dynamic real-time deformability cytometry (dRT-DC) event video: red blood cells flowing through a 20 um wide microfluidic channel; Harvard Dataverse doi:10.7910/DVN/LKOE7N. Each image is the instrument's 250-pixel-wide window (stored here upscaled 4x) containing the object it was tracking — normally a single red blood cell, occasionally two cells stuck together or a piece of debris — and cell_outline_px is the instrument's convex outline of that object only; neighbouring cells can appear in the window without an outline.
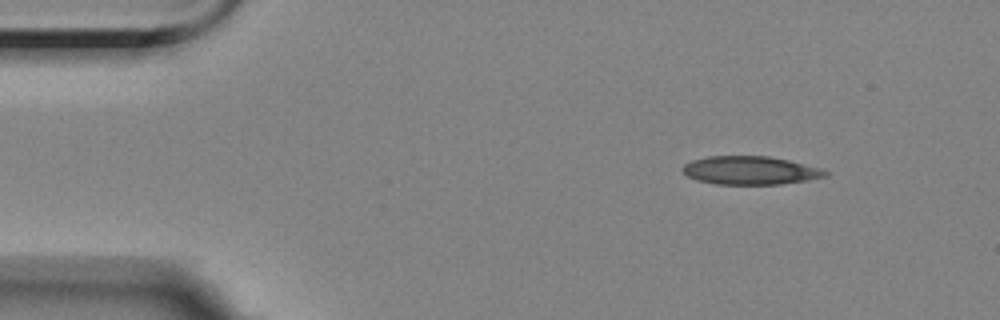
{"species": "Egyptian fruit bat (a non-hibernating species)", "species_latin": "Rousettus aegyptiacus", "temperature_condition": "room temperature", "stored_images_in_passage": 9, "camera_frame_rate_fps": 3000, "um_per_image_px": 0.085, "animal": {"sex": "female"}, "frame": {"image": 1, "passage_image": 1, "time_ms": 0.0, "image_size_px": [1000, 320], "cell_outline_px": [[828, 176], [808, 180], [780, 184], [716, 184], [696, 180], [688, 176], [680, 168], [684, 164], [692, 160], [708, 156], [768, 156], [788, 160], [820, 168], [828, 172]], "centroid_in_image_um": [63.75, 14.48], "position_along_channel_um": 21.3, "area_um2": 23.52}}
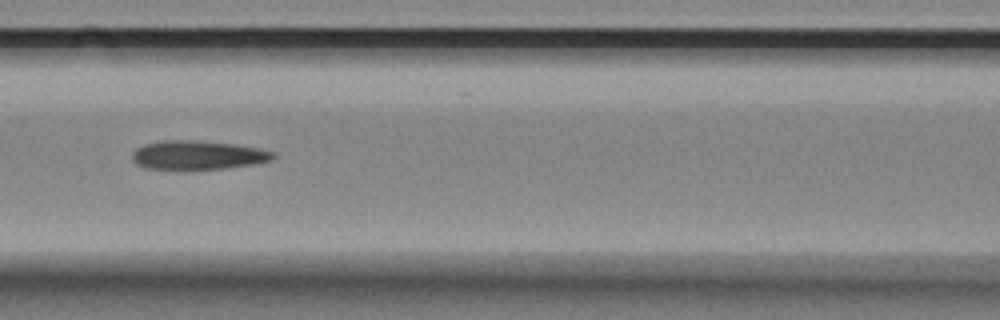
{"frame": {"image": 2, "passage_image": 6, "time_ms": 5.667, "image_size_px": [1000, 320], "cell_outline_px": [[276, 156], [272, 160], [252, 164], [224, 168], [144, 168], [136, 164], [132, 160], [132, 152], [136, 148], [144, 144], [160, 140], [192, 140], [232, 144], [260, 148], [272, 152]], "centroid_in_image_um": [16.77, 13.16], "position_along_channel_um": 149.8, "area_um2": 23.35}}
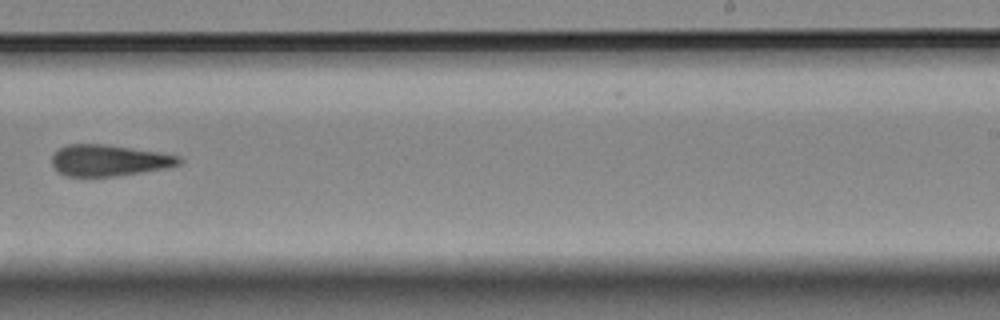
{"frame": {"image": 3, "passage_image": 9, "time_ms": 9.333, "image_size_px": [1000, 320], "cell_outline_px": [[184, 160], [180, 164], [164, 168], [116, 176], [64, 176], [56, 172], [52, 164], [52, 156], [60, 148], [68, 144], [100, 144], [160, 152], [180, 156]], "centroid_in_image_um": [9.24, 13.64], "position_along_channel_um": 279.8, "area_um2": 23.06}}